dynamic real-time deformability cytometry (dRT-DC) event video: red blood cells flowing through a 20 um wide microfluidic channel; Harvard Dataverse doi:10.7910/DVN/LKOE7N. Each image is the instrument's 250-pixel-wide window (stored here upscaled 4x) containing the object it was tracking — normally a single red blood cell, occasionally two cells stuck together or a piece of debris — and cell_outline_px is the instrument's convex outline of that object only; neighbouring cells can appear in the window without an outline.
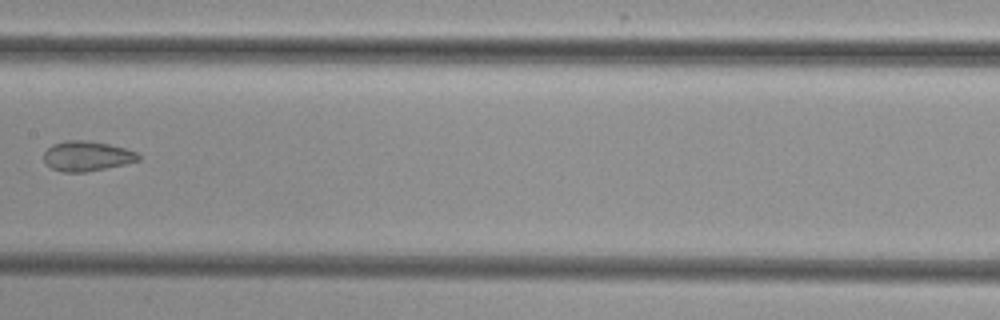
{"species": "common noctule bat (a hibernating species)", "species_latin": "Nyctalus noctula", "temperature_condition": "cold", "stored_images_in_passage": 5, "camera_frame_rate_fps": 3000, "um_per_image_px": 0.085, "animal": {"sex": "female", "body_mass_g": 29.2, "forearm_length_mm": 56.3}, "frame": {"image": 1, "passage_image": 5, "time_ms": 4.667, "image_size_px": [1000, 320], "cell_outline_px": [[140, 160], [124, 164], [84, 172], [64, 172], [52, 168], [44, 160], [44, 152], [52, 144], [68, 140], [84, 140], [108, 144], [124, 148], [136, 152], [140, 156]], "centroid_in_image_um": [7.38, 13.26], "position_along_channel_um": 200.0, "area_um2": 16.24}}